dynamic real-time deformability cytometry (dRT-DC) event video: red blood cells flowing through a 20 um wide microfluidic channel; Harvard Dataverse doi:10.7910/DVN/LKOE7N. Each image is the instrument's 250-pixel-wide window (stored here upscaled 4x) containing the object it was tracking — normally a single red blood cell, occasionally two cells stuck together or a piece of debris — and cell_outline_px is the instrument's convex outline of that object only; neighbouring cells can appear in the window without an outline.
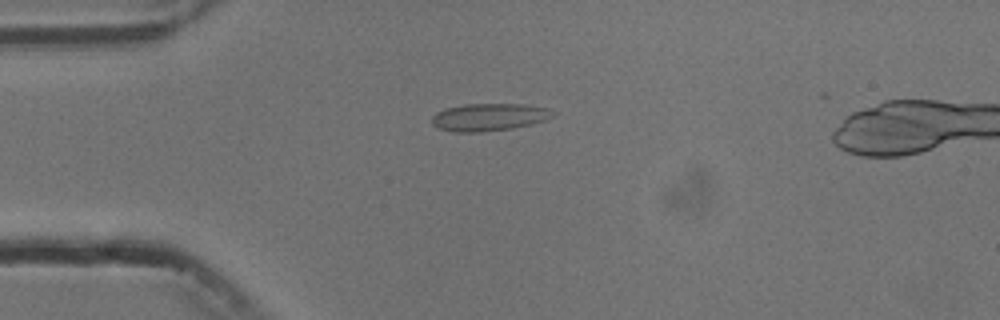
{"species": "common noctule bat (a hibernating species)", "species_latin": "Nyctalus noctula", "temperature_condition": "cold", "stored_images_in_passage": 9, "camera_frame_rate_fps": 3000, "um_per_image_px": 0.085, "animal": {"sex": "male", "body_mass_g": 13.3}, "frame": {"image": 1, "passage_image": 4, "time_ms": 4.333, "image_size_px": [1000, 320], "cell_outline_px": [[556, 112], [552, 116], [544, 120], [532, 124], [512, 128], [480, 132], [452, 132], [440, 128], [432, 124], [432, 116], [436, 112], [444, 108], [464, 104], [520, 104], [544, 108]], "centroid_in_image_um": [41.51, 9.95], "position_along_channel_um": 43.5, "area_um2": 19.25}}
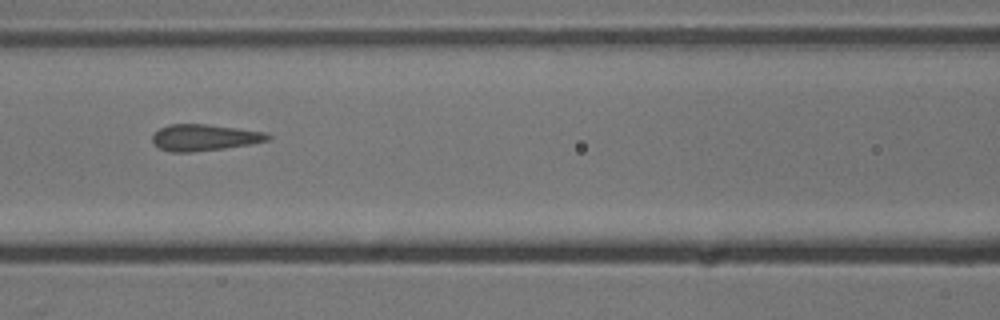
{"frame": {"image": 2, "passage_image": 7, "time_ms": 7.667, "image_size_px": [1000, 320], "cell_outline_px": [[272, 136], [268, 140], [248, 144], [224, 148], [192, 152], [172, 152], [160, 148], [152, 144], [152, 136], [160, 128], [168, 124], [204, 124], [236, 128], [264, 132]], "centroid_in_image_um": [17.32, 11.69], "position_along_channel_um": 149.3, "area_um2": 17.57}}
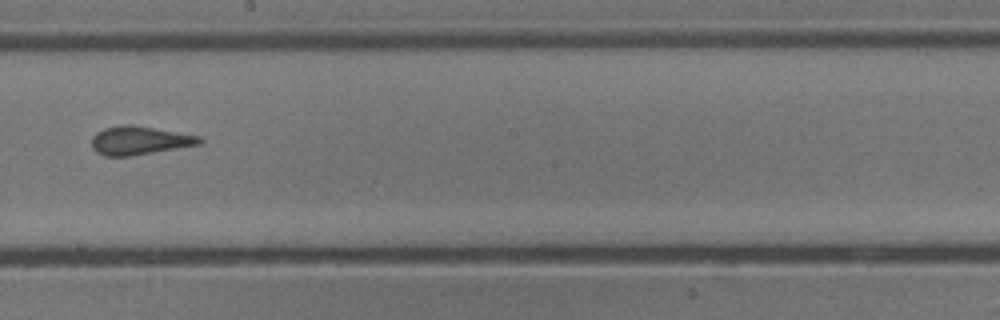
{"frame": {"image": 3, "passage_image": 9, "time_ms": 10.0, "image_size_px": [1000, 320], "cell_outline_px": [[204, 140], [200, 144], [132, 156], [104, 156], [96, 152], [92, 148], [92, 136], [96, 132], [104, 128], [120, 124], [132, 124], [200, 136]], "centroid_in_image_um": [11.82, 11.93], "position_along_channel_um": 236.4, "area_um2": 18.03}}